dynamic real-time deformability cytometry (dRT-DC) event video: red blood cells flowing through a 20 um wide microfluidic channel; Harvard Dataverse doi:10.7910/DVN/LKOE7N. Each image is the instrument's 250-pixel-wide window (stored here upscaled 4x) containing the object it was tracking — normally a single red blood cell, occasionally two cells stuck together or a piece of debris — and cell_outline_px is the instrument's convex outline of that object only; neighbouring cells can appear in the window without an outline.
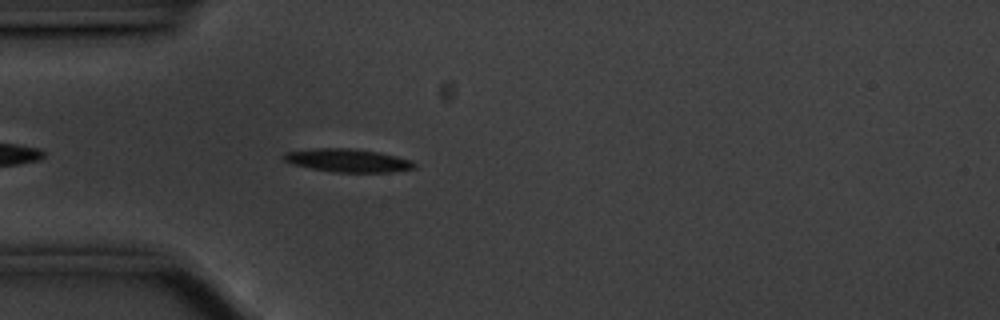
{"species": "common noctule bat (a hibernating species)", "species_latin": "Nyctalus noctula", "temperature_condition": "cold", "stored_images_in_passage": 43, "camera_frame_rate_fps": 3000, "um_per_image_px": 0.085, "animal": {"sex": "male", "body_mass_g": 20.1, "forearm_length_mm": 53.5}, "frame": {"image": 1, "passage_image": 5, "time_ms": 1.333, "image_size_px": [1000, 320], "cell_outline_px": [[416, 168], [392, 172], [332, 172], [292, 164], [284, 160], [284, 152], [316, 148], [348, 148], [380, 152], [412, 160], [416, 164]], "centroid_in_image_um": [29.6, 13.64], "position_along_channel_um": 55.4, "area_um2": 17.63}}
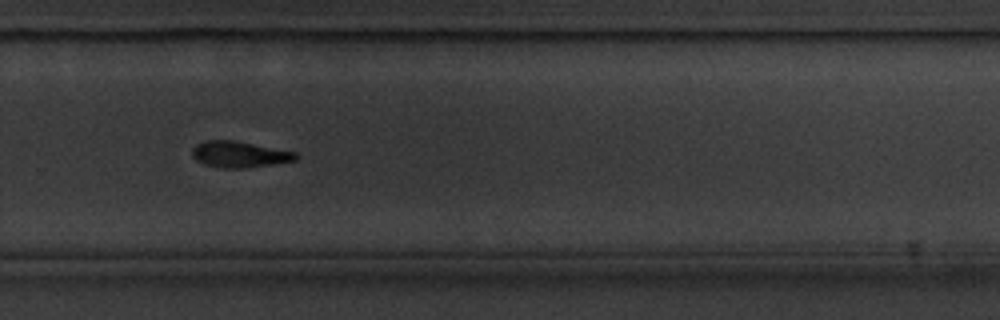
{"frame": {"image": 2, "passage_image": 27, "time_ms": 8.667, "image_size_px": [1000, 320], "cell_outline_px": [[300, 156], [296, 160], [244, 168], [220, 168], [204, 164], [196, 160], [192, 156], [192, 148], [196, 144], [204, 140], [232, 140], [296, 152]], "centroid_in_image_um": [20.31, 13.12], "position_along_channel_um": 309.5, "area_um2": 15.72}}
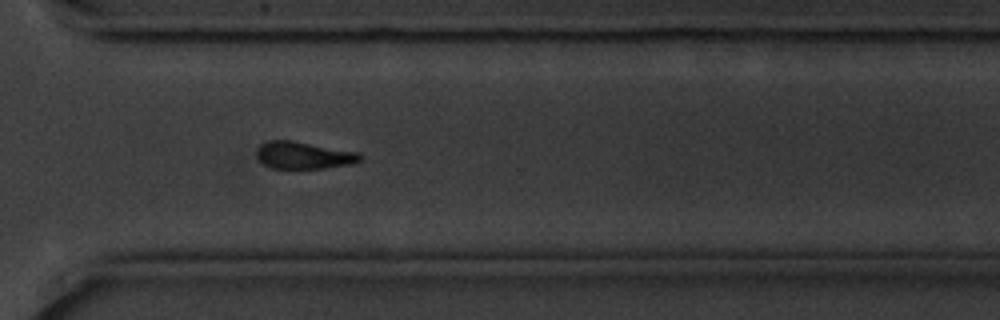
{"frame": {"image": 3, "passage_image": 30, "time_ms": 9.667, "image_size_px": [1000, 320], "cell_outline_px": [[364, 160], [352, 164], [324, 168], [272, 168], [264, 164], [256, 156], [256, 152], [264, 144], [272, 140], [292, 140], [360, 152]], "centroid_in_image_um": [25.9, 13.2], "position_along_channel_um": 344.7, "area_um2": 16.36}, "authors_computed_cell_mechanics": {"area_um2": 17.2244, "velocity_mm_per_s": 3.5311, "shape_relaxation_time_tau1_ms": 2.8807, "shape_relaxation_time_tau2_ms": null, "deformation_change_tau1": 0.1434, "deformation_change_tau2": null}}